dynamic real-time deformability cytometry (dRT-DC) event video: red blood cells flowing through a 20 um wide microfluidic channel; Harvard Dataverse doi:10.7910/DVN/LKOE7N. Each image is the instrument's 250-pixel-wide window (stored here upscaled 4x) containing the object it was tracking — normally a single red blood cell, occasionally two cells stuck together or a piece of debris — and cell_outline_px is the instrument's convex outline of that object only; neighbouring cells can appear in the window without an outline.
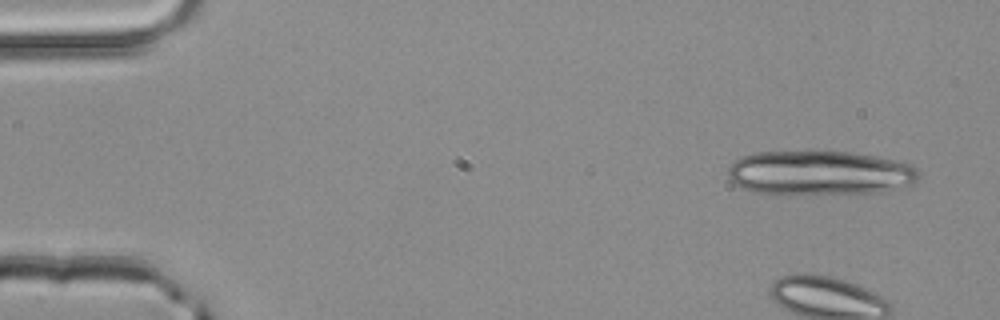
{"species": "common noctule bat (a hibernating species)", "species_latin": "Nyctalus noctula", "temperature_condition": "room temperature", "stored_images_in_passage": 3, "camera_frame_rate_fps": 3000, "um_per_image_px": 0.085, "animal": {"sex": "male", "body_mass_g": 20.4}, "frame": {"image": 1, "passage_image": 1, "time_ms": 0.0, "image_size_px": [1000, 320], "cell_outline_px": [[920, 176], [912, 184], [896, 188], [876, 192], [752, 192], [740, 188], [728, 176], [728, 168], [736, 160], [744, 156], [756, 152], [808, 148], [848, 152], [872, 156], [912, 164], [916, 168]], "centroid_in_image_um": [69.63, 14.62], "position_along_channel_um": 15.4, "area_um2": 49.25}}